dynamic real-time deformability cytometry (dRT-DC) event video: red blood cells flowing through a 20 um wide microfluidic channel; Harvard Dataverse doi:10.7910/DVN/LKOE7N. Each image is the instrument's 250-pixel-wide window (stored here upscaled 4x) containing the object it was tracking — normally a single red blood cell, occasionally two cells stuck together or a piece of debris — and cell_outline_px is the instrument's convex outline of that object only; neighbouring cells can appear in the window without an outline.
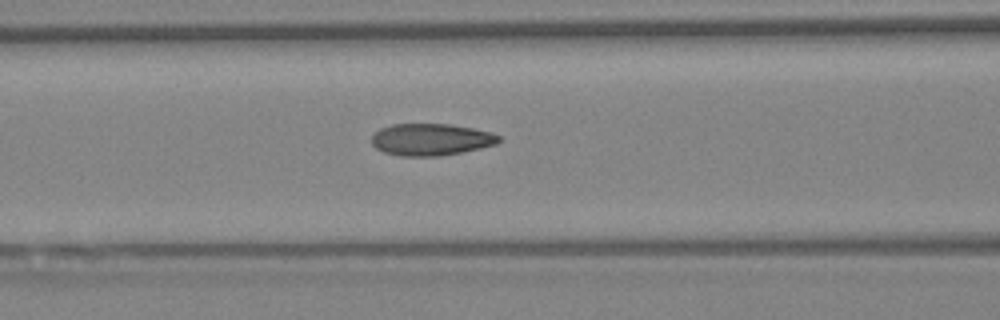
{"species": "Egyptian fruit bat (a non-hibernating species)", "species_latin": "Rousettus aegyptiacus", "temperature_condition": "warm", "stored_images_in_passage": 17, "camera_frame_rate_fps": 3000, "um_per_image_px": 0.085, "animal": {"sex": "female"}, "frame": {"image": 1, "passage_image": 12, "time_ms": 3.667, "image_size_px": [1000, 320], "cell_outline_px": [[500, 140], [496, 144], [480, 148], [440, 156], [400, 156], [384, 152], [376, 148], [372, 144], [372, 132], [380, 128], [392, 124], [448, 124], [472, 128], [492, 132], [500, 136]], "centroid_in_image_um": [36.6, 11.85], "position_along_channel_um": 130.0, "area_um2": 23.7}}
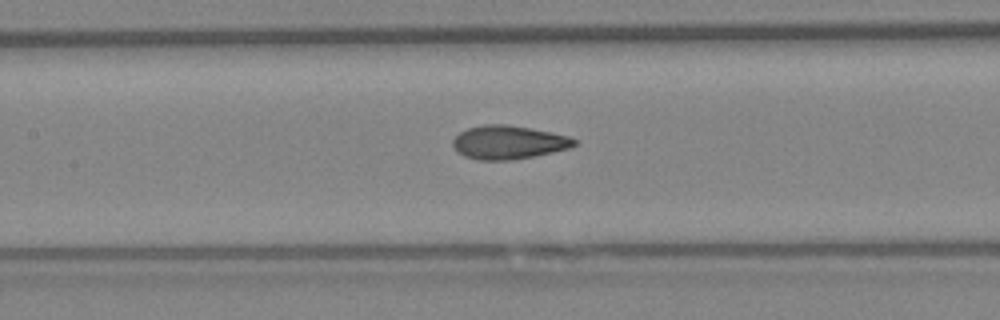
{"frame": {"image": 2, "passage_image": 15, "time_ms": 4.667, "image_size_px": [1000, 320], "cell_outline_px": [[576, 144], [568, 148], [552, 152], [512, 160], [480, 160], [464, 156], [452, 144], [452, 140], [460, 132], [468, 128], [484, 124], [508, 124], [532, 128], [552, 132], [568, 136], [576, 140]], "centroid_in_image_um": [43.22, 12.08], "position_along_channel_um": 164.2, "area_um2": 23.58}}